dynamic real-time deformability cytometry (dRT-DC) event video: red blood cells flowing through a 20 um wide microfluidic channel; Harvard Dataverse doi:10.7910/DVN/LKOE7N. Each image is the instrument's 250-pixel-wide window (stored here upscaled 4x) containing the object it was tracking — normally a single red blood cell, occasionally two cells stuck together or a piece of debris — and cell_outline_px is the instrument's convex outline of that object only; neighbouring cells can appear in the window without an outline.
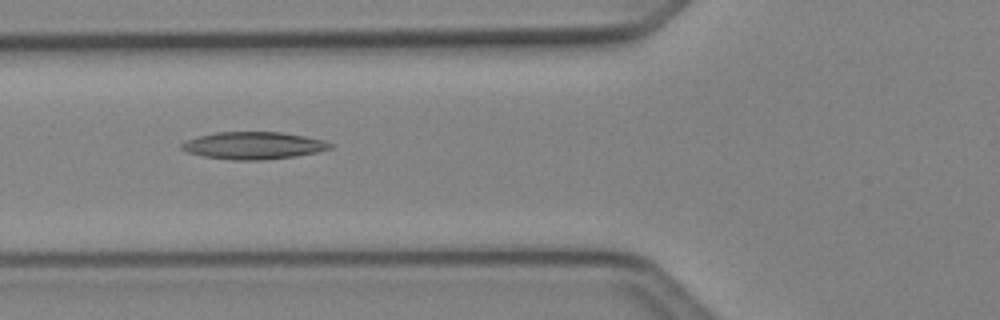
{"species": "Egyptian fruit bat (a non-hibernating species)", "species_latin": "Rousettus aegyptiacus", "temperature_condition": "cold", "stored_images_in_passage": 46, "camera_frame_rate_fps": 3000, "um_per_image_px": 0.085, "animal": {"sex": "female"}, "frame": {"image": 1, "passage_image": 15, "time_ms": 4.667, "image_size_px": [1000, 320], "cell_outline_px": [[332, 148], [316, 152], [296, 156], [264, 160], [232, 160], [204, 156], [188, 152], [180, 148], [180, 144], [188, 140], [200, 136], [216, 132], [280, 132], [304, 136], [324, 140], [332, 144]], "centroid_in_image_um": [21.55, 12.37], "position_along_channel_um": 104.2, "area_um2": 23.47}}
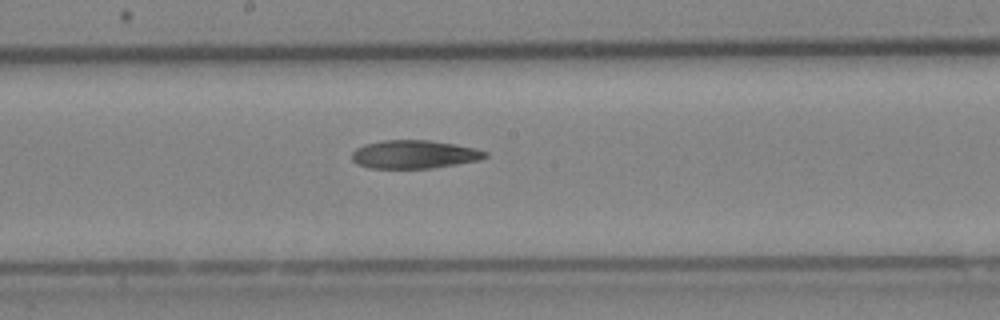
{"frame": {"image": 2, "passage_image": 23, "time_ms": 7.333, "image_size_px": [1000, 320], "cell_outline_px": [[488, 156], [476, 160], [456, 164], [432, 168], [368, 168], [356, 164], [352, 160], [352, 152], [356, 148], [364, 144], [384, 140], [432, 140], [456, 144], [476, 148], [488, 152]], "centroid_in_image_um": [35.19, 13.11], "position_along_channel_um": 213.0, "area_um2": 22.08}}
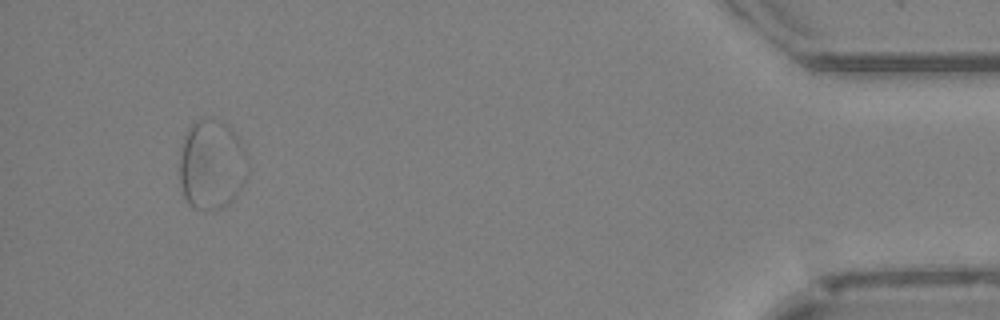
{"frame": {"image": 3, "passage_image": 43, "time_ms": 14.0, "image_size_px": [1000, 320], "cell_outline_px": [[248, 176], [244, 184], [232, 200], [228, 204], [216, 208], [192, 208], [188, 204], [184, 196], [180, 184], [180, 156], [184, 136], [188, 128], [196, 120], [220, 120], [228, 124], [244, 148], [248, 168]], "centroid_in_image_um": [17.99, 14.0], "position_along_channel_um": 417.2, "area_um2": 35.49}}